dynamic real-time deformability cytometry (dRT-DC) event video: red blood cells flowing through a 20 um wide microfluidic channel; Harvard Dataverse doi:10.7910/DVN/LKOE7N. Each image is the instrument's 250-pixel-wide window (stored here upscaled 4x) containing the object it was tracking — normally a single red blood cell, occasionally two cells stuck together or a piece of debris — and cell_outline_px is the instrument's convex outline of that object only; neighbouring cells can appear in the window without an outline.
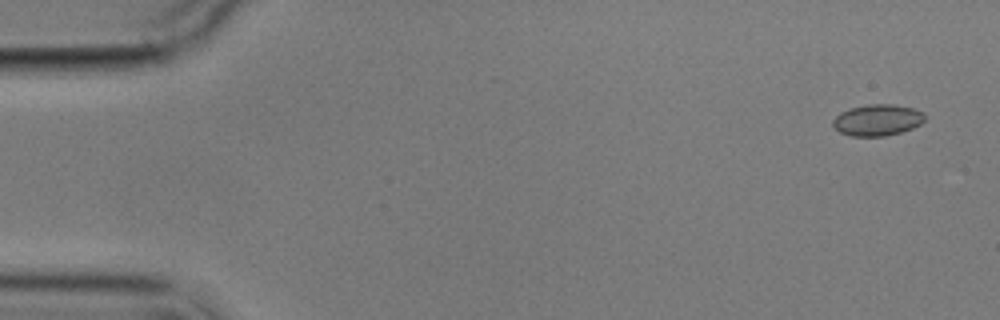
{"species": "common noctule bat (a hibernating species)", "species_latin": "Nyctalus noctula", "temperature_condition": "cold", "stored_images_in_passage": 4, "camera_frame_rate_fps": 3000, "um_per_image_px": 0.085, "animal": {"sex": "male", "body_mass_g": 17.9}, "frame": {"image": 1, "passage_image": 1, "time_ms": 0.0, "image_size_px": [1000, 320], "cell_outline_px": [[924, 120], [920, 124], [912, 128], [900, 132], [884, 136], [848, 136], [840, 132], [832, 124], [832, 120], [840, 112], [852, 108], [868, 104], [896, 104], [912, 108], [924, 112]], "centroid_in_image_um": [74.57, 10.2], "position_along_channel_um": 10.4, "area_um2": 16.76}}
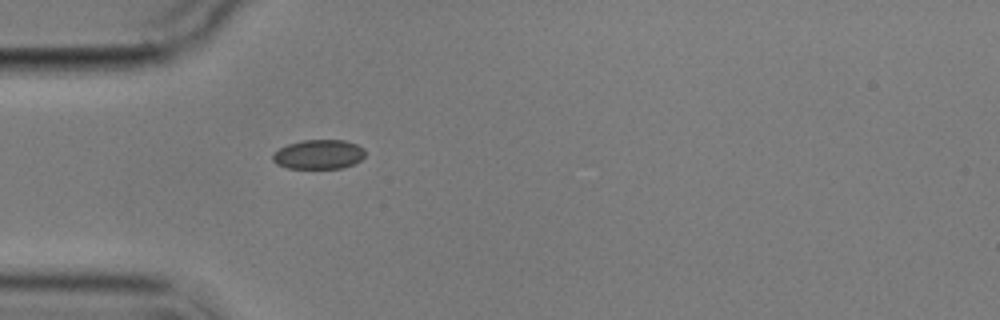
{"frame": {"image": 2, "passage_image": 4, "time_ms": 4.667, "image_size_px": [1000, 320], "cell_outline_px": [[364, 156], [360, 160], [344, 168], [288, 168], [276, 164], [272, 160], [272, 152], [288, 144], [304, 140], [344, 140], [356, 144], [364, 148]], "centroid_in_image_um": [27.06, 13.12], "position_along_channel_um": 57.9, "area_um2": 15.84}}